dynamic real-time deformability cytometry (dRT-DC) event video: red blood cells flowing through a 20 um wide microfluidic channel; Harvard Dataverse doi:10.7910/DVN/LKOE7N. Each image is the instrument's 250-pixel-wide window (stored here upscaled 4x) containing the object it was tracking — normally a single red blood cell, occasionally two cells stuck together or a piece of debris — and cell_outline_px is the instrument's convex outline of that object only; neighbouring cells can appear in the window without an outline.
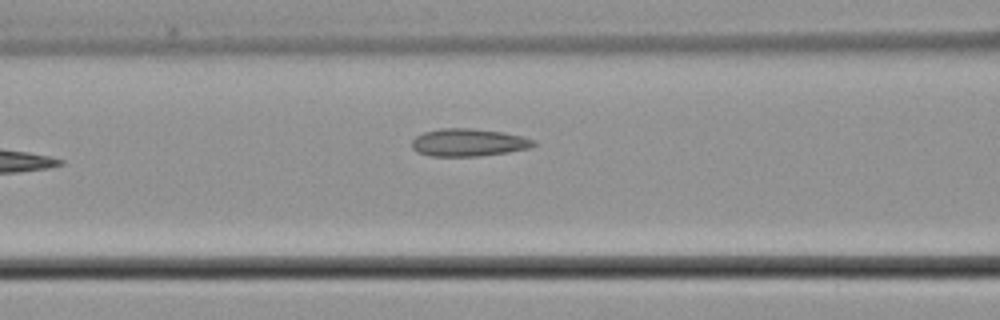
{"species": "common noctule bat (a hibernating species)", "species_latin": "Nyctalus noctula", "temperature_condition": "cold", "stored_images_in_passage": 6, "camera_frame_rate_fps": 3000, "um_per_image_px": 0.085, "animal": {"sex": "male", "body_mass_g": 21.5, "forearm_length_mm": 52.0}, "frame": {"image": 1, "passage_image": 6, "time_ms": 6.667, "image_size_px": [1000, 320], "cell_outline_px": [[536, 144], [532, 148], [508, 152], [480, 156], [432, 156], [416, 152], [412, 148], [412, 140], [416, 136], [424, 132], [440, 128], [472, 128], [504, 132], [536, 140]], "centroid_in_image_um": [39.83, 12.11], "position_along_channel_um": 126.8, "area_um2": 19.77}}